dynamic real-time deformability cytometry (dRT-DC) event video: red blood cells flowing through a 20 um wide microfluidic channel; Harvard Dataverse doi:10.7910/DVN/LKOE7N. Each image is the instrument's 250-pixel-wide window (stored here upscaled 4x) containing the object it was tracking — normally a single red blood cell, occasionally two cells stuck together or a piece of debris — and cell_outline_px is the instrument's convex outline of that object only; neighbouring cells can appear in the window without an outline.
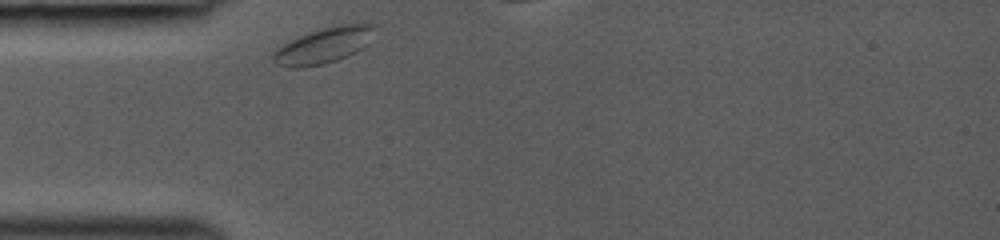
{"species": "common noctule bat (a hibernating species)", "species_latin": "Nyctalus noctula", "temperature_condition": "room temperature", "stored_images_in_passage": 38, "camera_frame_rate_fps": 3000, "um_per_image_px": 0.085, "animal": {"sex": "female", "body_mass_g": 19.0, "forearm_length_mm": 53.3}, "frame": {"image": 1, "passage_image": 1, "time_ms": 0.0, "image_size_px": [1000, 240], "cell_outline_px": [[376, 28], [368, 44], [364, 48], [348, 56], [324, 64], [300, 68], [292, 68], [276, 64], [268, 56], [276, 48], [308, 32], [332, 24], [356, 20], [372, 24]], "centroid_in_image_um": [27.56, 3.82], "position_along_channel_um": 57.4, "area_um2": 22.08}}
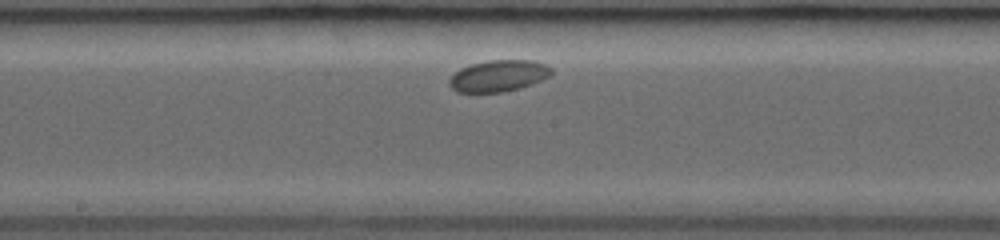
{"frame": {"image": 2, "passage_image": 19, "time_ms": 4.0, "image_size_px": [1000, 240], "cell_outline_px": [[552, 76], [532, 84], [520, 88], [504, 92], [456, 92], [448, 84], [448, 80], [460, 68], [472, 64], [488, 60], [532, 60], [544, 64], [552, 68]], "centroid_in_image_um": [42.39, 6.45], "position_along_channel_um": 205.8, "area_um2": 18.84}}
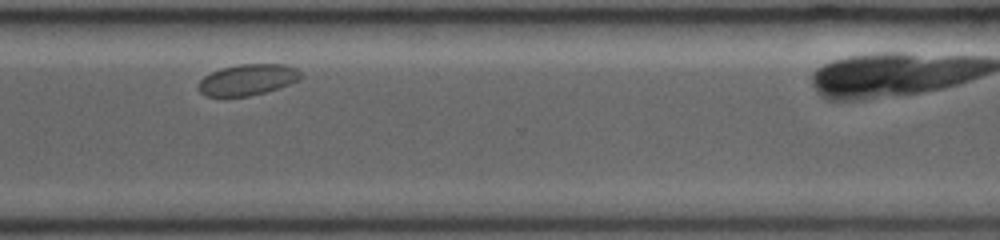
{"frame": {"image": 3, "passage_image": 37, "time_ms": 7.667, "image_size_px": [1000, 240], "cell_outline_px": [[304, 76], [300, 80], [264, 92], [248, 96], [204, 96], [196, 88], [196, 84], [204, 76], [220, 68], [240, 64], [284, 64], [296, 68]], "centroid_in_image_um": [21.02, 6.77], "position_along_channel_um": 349.6, "area_um2": 18.61}}